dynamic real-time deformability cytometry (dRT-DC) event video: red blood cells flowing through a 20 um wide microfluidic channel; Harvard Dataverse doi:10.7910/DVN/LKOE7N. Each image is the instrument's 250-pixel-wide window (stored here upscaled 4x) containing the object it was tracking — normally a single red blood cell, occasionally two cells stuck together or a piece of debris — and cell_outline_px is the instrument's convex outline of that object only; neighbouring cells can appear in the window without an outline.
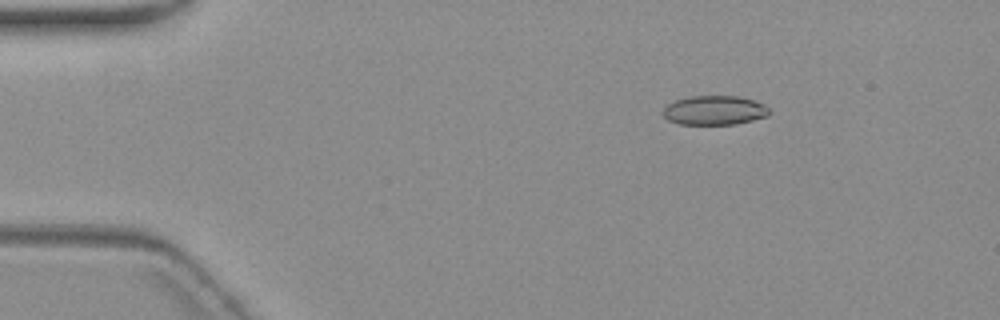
{"species": "common noctule bat (a hibernating species)", "species_latin": "Nyctalus noctula", "temperature_condition": "warm", "stored_images_in_passage": 5, "camera_frame_rate_fps": 3000, "um_per_image_px": 0.085, "animal": {"sex": "female", "body_mass_g": 19.3, "forearm_length_mm": 54.1}, "frame": {"image": 1, "passage_image": 2, "time_ms": 2.0, "image_size_px": [1000, 320], "cell_outline_px": [[768, 116], [736, 124], [680, 124], [668, 120], [660, 112], [668, 104], [676, 100], [688, 96], [740, 96], [764, 104], [768, 108]], "centroid_in_image_um": [60.7, 9.37], "position_along_channel_um": 24.3, "area_um2": 18.09}}